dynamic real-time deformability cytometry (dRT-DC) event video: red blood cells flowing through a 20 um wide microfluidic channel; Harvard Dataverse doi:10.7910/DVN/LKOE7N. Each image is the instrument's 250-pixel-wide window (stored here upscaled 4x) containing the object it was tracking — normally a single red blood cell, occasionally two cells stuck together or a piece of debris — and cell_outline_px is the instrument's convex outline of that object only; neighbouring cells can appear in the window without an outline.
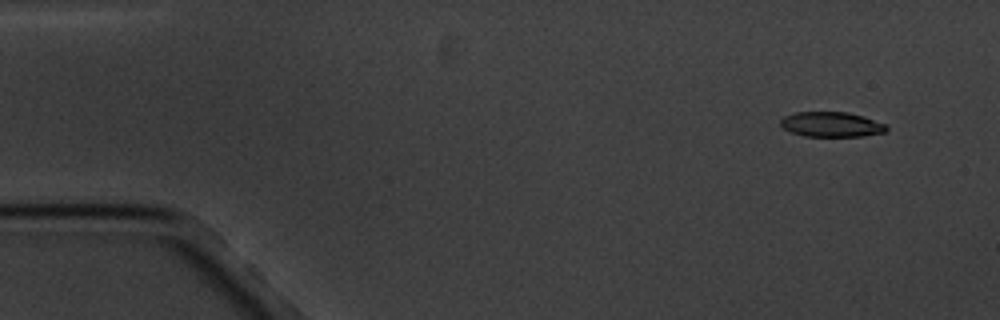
{"species": "common noctule bat (a hibernating species)", "species_latin": "Nyctalus noctula", "temperature_condition": "cold", "stored_images_in_passage": 5, "camera_frame_rate_fps": 3000, "um_per_image_px": 0.085, "animal": {"sex": "male", "body_mass_g": 20.1, "forearm_length_mm": 53.5}, "frame": {"image": 1, "passage_image": 1, "time_ms": 0.0, "image_size_px": [1000, 320], "cell_outline_px": [[888, 128], [884, 132], [864, 136], [804, 136], [792, 132], [784, 128], [780, 124], [780, 120], [784, 116], [796, 112], [848, 112], [864, 116], [884, 124]], "centroid_in_image_um": [70.66, 10.57], "position_along_channel_um": 14.3, "area_um2": 15.32}}
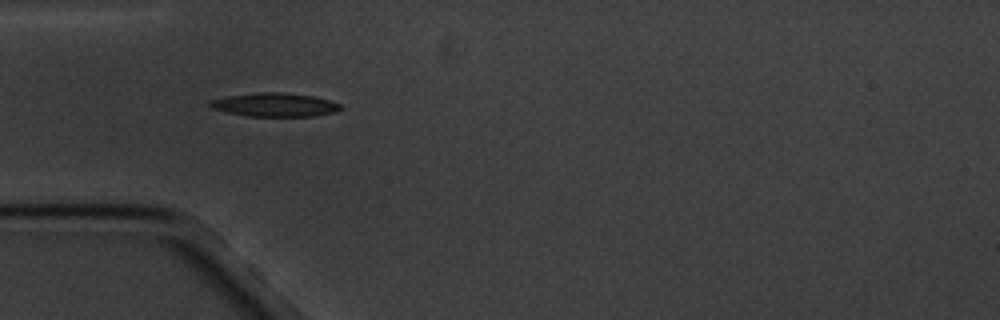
{"frame": {"image": 2, "passage_image": 4, "time_ms": 4.333, "image_size_px": [1000, 320], "cell_outline_px": [[344, 108], [336, 112], [316, 116], [248, 116], [228, 112], [212, 108], [208, 104], [212, 100], [228, 96], [256, 92], [284, 92], [312, 96], [328, 100], [340, 104]], "centroid_in_image_um": [23.4, 8.9], "position_along_channel_um": 61.6, "area_um2": 17.92}}
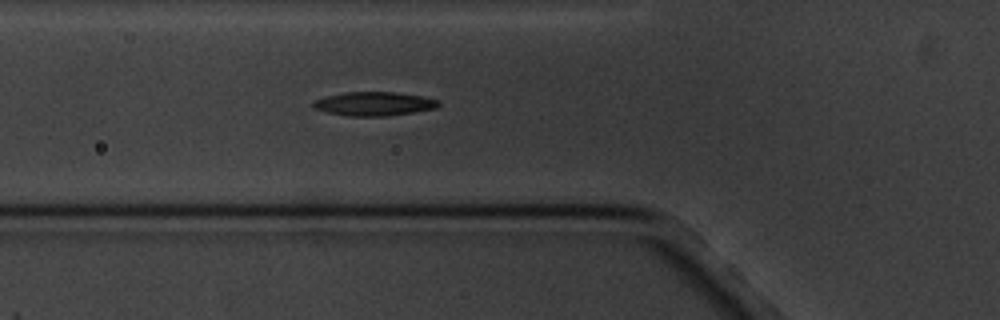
{"frame": {"image": 3, "passage_image": 5, "time_ms": 5.333, "image_size_px": [1000, 320], "cell_outline_px": [[440, 104], [436, 108], [388, 116], [348, 116], [328, 112], [316, 108], [312, 104], [312, 100], [324, 96], [344, 92], [396, 92], [420, 96], [440, 100]], "centroid_in_image_um": [31.78, 8.81], "position_along_channel_um": 94.0, "area_um2": 17.4}}